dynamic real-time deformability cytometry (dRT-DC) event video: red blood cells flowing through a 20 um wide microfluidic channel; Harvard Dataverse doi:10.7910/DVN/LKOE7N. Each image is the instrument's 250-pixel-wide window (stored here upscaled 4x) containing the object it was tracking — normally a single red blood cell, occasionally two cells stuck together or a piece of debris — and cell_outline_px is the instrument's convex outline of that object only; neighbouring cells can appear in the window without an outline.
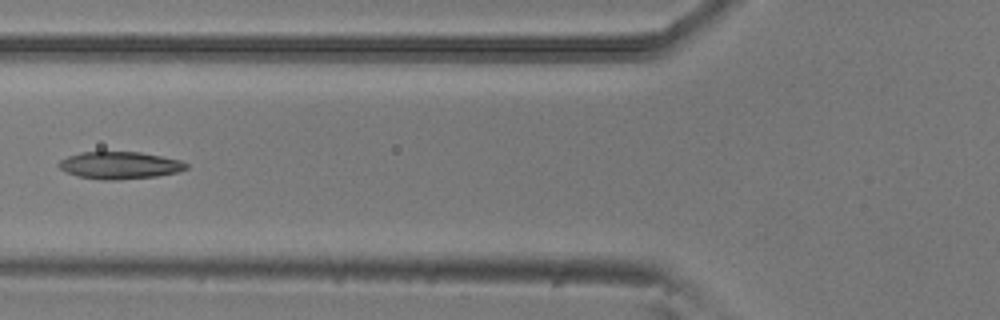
{"species": "common noctule bat (a hibernating species)", "species_latin": "Nyctalus noctula", "temperature_condition": "room temperature", "stored_images_in_passage": 4, "camera_frame_rate_fps": 3000, "um_per_image_px": 0.085, "animal": {"sex": "male", "body_mass_g": 20.5, "forearm_length_mm": 52.5}, "frame": {"image": 1, "passage_image": 2, "time_ms": 0.333, "image_size_px": [1000, 320], "cell_outline_px": [[188, 168], [180, 172], [156, 176], [116, 180], [104, 180], [80, 176], [68, 172], [60, 168], [56, 164], [60, 160], [68, 156], [80, 152], [140, 152], [180, 160], [188, 164]], "centroid_in_image_um": [10.2, 14.05], "position_along_channel_um": 115.6, "area_um2": 20.11}}
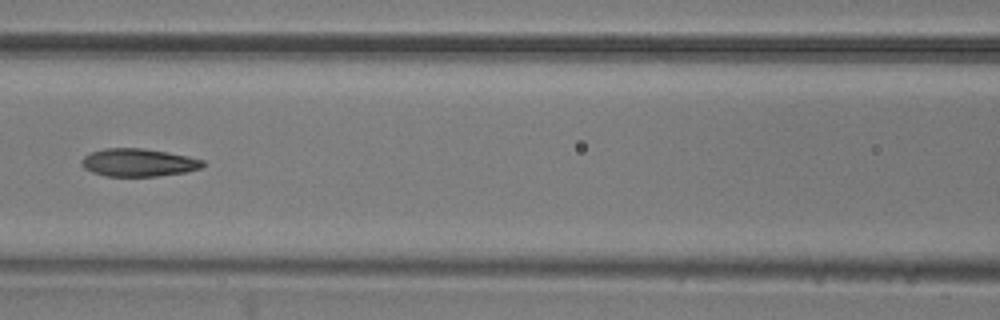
{"frame": {"image": 2, "passage_image": 3, "time_ms": 0.667, "image_size_px": [1000, 320], "cell_outline_px": [[204, 164], [200, 168], [184, 172], [156, 176], [108, 176], [92, 172], [84, 168], [80, 164], [80, 160], [84, 156], [92, 152], [104, 148], [140, 148], [168, 152], [188, 156], [204, 160]], "centroid_in_image_um": [11.74, 13.81], "position_along_channel_um": 154.9, "area_um2": 19.59}}
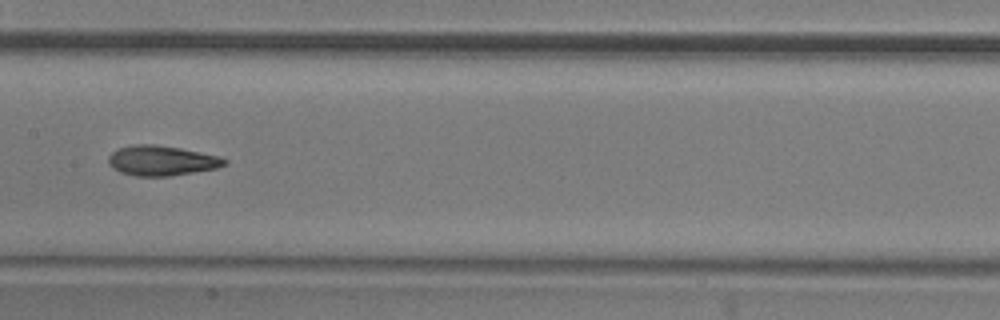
{"frame": {"image": 3, "passage_image": 4, "time_ms": 1.0, "image_size_px": [1000, 320], "cell_outline_px": [[228, 164], [216, 168], [168, 176], [136, 176], [120, 172], [112, 168], [108, 164], [108, 156], [112, 152], [120, 148], [132, 144], [156, 144], [180, 148], [216, 156], [228, 160]], "centroid_in_image_um": [13.69, 13.65], "position_along_channel_um": 193.7, "area_um2": 20.17}}